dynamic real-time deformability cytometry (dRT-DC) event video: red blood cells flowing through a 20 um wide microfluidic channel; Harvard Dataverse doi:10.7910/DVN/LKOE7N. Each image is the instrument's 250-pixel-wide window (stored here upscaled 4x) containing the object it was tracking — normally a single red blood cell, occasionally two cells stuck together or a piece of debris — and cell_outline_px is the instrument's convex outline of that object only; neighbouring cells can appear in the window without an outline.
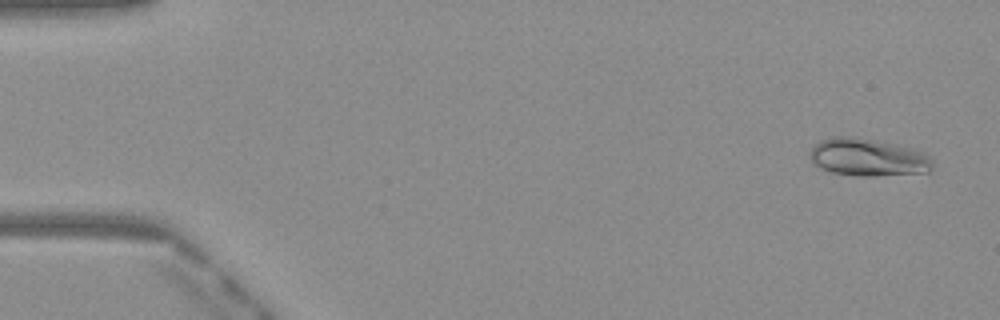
{"species": "Egyptian fruit bat (a non-hibernating species)", "species_latin": "Rousettus aegyptiacus", "temperature_condition": "warm", "stored_images_in_passage": 50, "camera_frame_rate_fps": 3000, "um_per_image_px": 0.085, "frame": {"image": 1, "passage_image": 3, "time_ms": 0.667, "image_size_px": [1000, 320], "cell_outline_px": [[932, 168], [928, 172], [872, 176], [856, 176], [832, 172], [820, 168], [812, 164], [808, 156], [808, 152], [816, 144], [824, 140], [836, 136], [852, 136], [876, 140], [896, 144], [912, 148], [924, 152], [932, 160]], "centroid_in_image_um": [73.75, 13.38], "position_along_channel_um": 11.3, "area_um2": 26.99}}
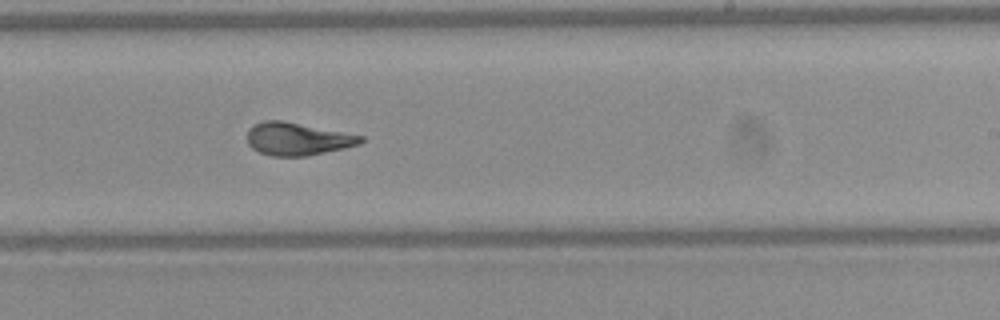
{"frame": {"image": 2, "passage_image": 31, "time_ms": 10.0, "image_size_px": [1000, 320], "cell_outline_px": [[364, 140], [360, 144], [344, 148], [308, 156], [272, 156], [260, 152], [252, 148], [248, 144], [248, 128], [264, 120], [280, 120], [364, 136]], "centroid_in_image_um": [25.28, 11.82], "position_along_channel_um": 263.7, "area_um2": 21.44}}
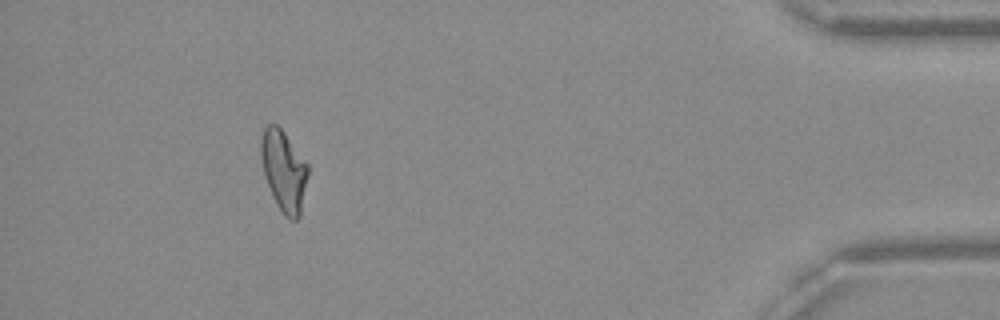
{"frame": {"image": 3, "passage_image": 46, "time_ms": 15.0, "image_size_px": [1000, 320], "cell_outline_px": [[308, 176], [300, 216], [296, 220], [288, 220], [284, 216], [276, 204], [268, 184], [264, 172], [260, 156], [260, 136], [264, 128], [268, 124], [276, 124], [284, 132], [308, 164]], "centroid_in_image_um": [24.12, 14.52], "position_along_channel_um": 411.1, "area_um2": 22.2}, "authors_computed_cell_mechanics": {"area_um2": 22.1952, "velocity_mm_per_s": 4.0936, "shape_relaxation_time_tau1_ms": 6.0687, "shape_relaxation_time_tau2_ms": 0.5614, "deformation_change_tau1": 0.2064, "deformation_change_tau2": 0.0485}}